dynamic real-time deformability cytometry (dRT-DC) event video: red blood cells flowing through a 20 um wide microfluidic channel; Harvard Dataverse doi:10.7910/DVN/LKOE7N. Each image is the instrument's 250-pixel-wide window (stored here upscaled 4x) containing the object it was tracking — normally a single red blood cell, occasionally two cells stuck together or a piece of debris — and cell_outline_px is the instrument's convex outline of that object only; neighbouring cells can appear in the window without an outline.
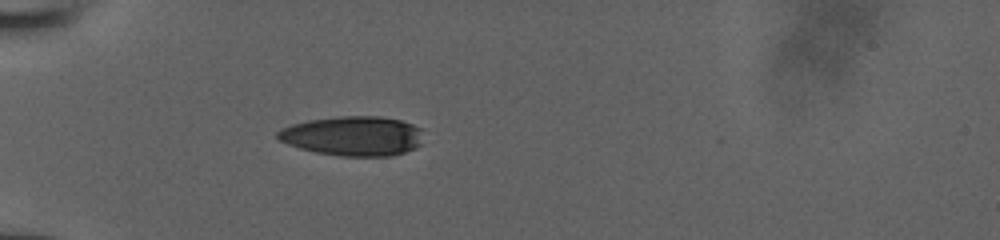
{"species": "human", "species_latin": "Homo sapiens", "temperature_condition": "room temperature", "stored_images_in_passage": 31, "camera_frame_rate_fps": 3000, "um_per_image_px": 0.085, "donor": {"sex": "male"}, "frame": {"image": 1, "passage_image": 1, "time_ms": 0.0, "image_size_px": [1000, 240], "cell_outline_px": [[420, 144], [416, 148], [404, 152], [388, 156], [340, 156], [316, 152], [300, 148], [288, 144], [280, 140], [276, 136], [276, 132], [292, 124], [308, 120], [340, 116], [380, 116], [400, 120], [412, 124], [420, 128]], "centroid_in_image_um": [29.99, 11.55], "position_along_channel_um": 55.0, "area_um2": 33.41}}
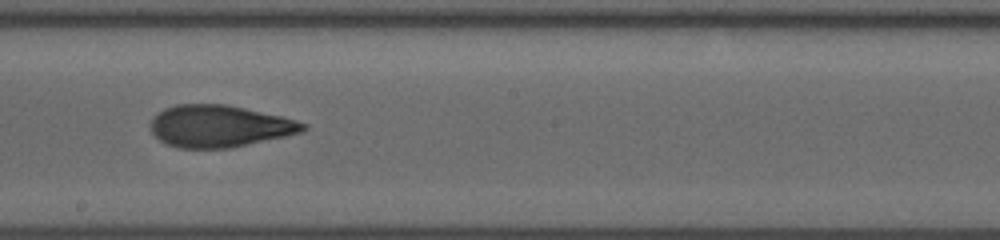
{"frame": {"image": 2, "passage_image": 15, "time_ms": 4.667, "image_size_px": [1000, 240], "cell_outline_px": [[308, 128], [300, 132], [284, 136], [232, 148], [180, 148], [168, 144], [160, 140], [152, 132], [152, 120], [164, 108], [176, 104], [224, 104], [244, 108], [280, 116], [296, 120], [308, 124]], "centroid_in_image_um": [18.67, 10.72], "position_along_channel_um": 229.5, "area_um2": 36.88}}
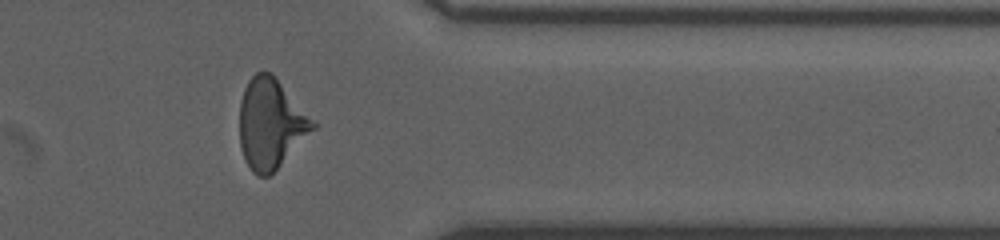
{"frame": {"image": 3, "passage_image": 27, "time_ms": 8.667, "image_size_px": [1000, 240], "cell_outline_px": [[316, 128], [268, 176], [256, 176], [252, 172], [244, 160], [240, 144], [240, 100], [244, 88], [248, 80], [256, 72], [272, 72], [316, 124]], "centroid_in_image_um": [22.98, 10.5], "position_along_channel_um": 388.4, "area_um2": 37.97}}